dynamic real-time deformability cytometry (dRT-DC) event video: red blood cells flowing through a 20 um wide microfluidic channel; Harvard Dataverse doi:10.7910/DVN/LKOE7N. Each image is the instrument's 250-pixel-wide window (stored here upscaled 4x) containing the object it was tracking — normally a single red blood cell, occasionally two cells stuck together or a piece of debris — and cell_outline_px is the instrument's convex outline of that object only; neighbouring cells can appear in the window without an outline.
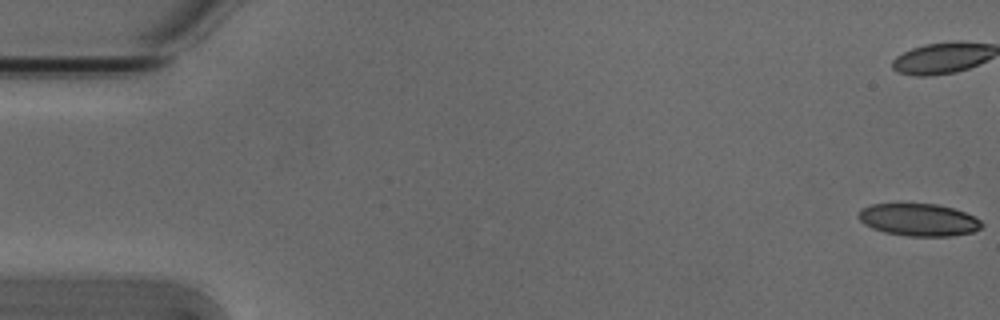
{"species": "Egyptian fruit bat (a non-hibernating species)", "species_latin": "Rousettus aegyptiacus", "temperature_condition": "cold", "stored_images_in_passage": 7, "camera_frame_rate_fps": 3000, "um_per_image_px": 0.085, "animal": {"sex": "male"}, "frame": {"image": 1, "passage_image": 1, "time_ms": 0.0, "image_size_px": [1000, 320], "cell_outline_px": [[984, 224], [980, 228], [972, 232], [952, 236], [908, 236], [884, 232], [872, 228], [864, 224], [856, 216], [860, 208], [872, 204], [936, 204], [952, 208], [976, 216]], "centroid_in_image_um": [78.07, 18.68], "position_along_channel_um": 6.9, "area_um2": 23.35}}